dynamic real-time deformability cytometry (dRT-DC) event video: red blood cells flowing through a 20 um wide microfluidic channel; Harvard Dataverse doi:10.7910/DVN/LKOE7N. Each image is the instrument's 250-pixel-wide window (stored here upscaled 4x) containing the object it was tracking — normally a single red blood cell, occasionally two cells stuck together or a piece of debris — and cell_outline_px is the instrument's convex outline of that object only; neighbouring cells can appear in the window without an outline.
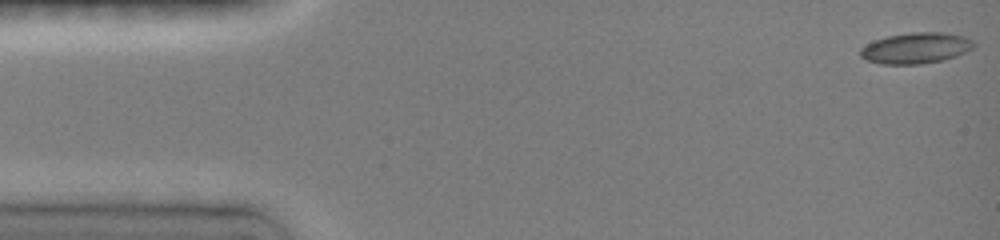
{"species": "common noctule bat (a hibernating species)", "species_latin": "Nyctalus noctula", "temperature_condition": "room temperature", "stored_images_in_passage": 48, "camera_frame_rate_fps": 3000, "um_per_image_px": 0.085, "animal": {"sex": "female", "body_mass_g": 19.0, "forearm_length_mm": 51.5}, "frame": {"image": 1, "passage_image": 1, "time_ms": 0.0, "image_size_px": [1000, 240], "cell_outline_px": [[976, 44], [972, 48], [956, 56], [940, 60], [920, 64], [880, 64], [868, 60], [860, 56], [860, 48], [876, 40], [888, 36], [908, 32], [944, 32], [964, 36], [972, 40]], "centroid_in_image_um": [77.85, 4.08], "position_along_channel_um": 7.1, "area_um2": 20.29}}
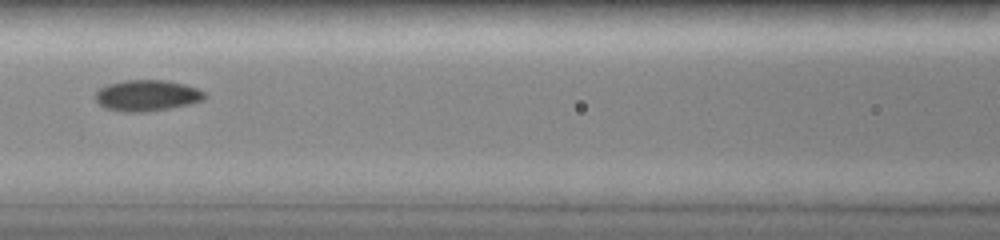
{"frame": {"image": 2, "passage_image": 21, "time_ms": 6.667, "image_size_px": [1000, 240], "cell_outline_px": [[204, 100], [188, 104], [168, 108], [144, 112], [124, 112], [104, 108], [96, 100], [96, 92], [100, 88], [108, 84], [128, 80], [164, 80], [184, 84], [196, 88], [204, 92]], "centroid_in_image_um": [12.47, 8.12], "position_along_channel_um": 154.1, "area_um2": 19.54}}
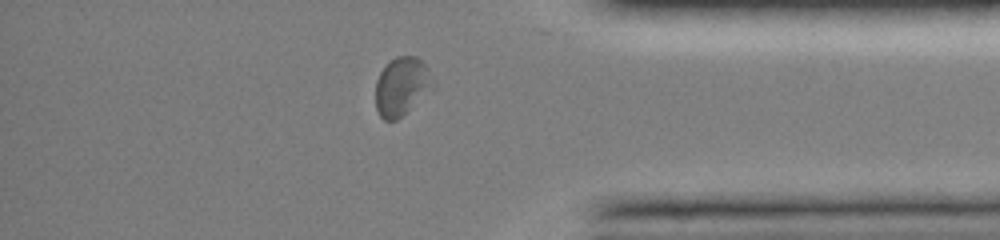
{"frame": {"image": 3, "passage_image": 40, "time_ms": 13.0, "image_size_px": [1000, 240], "cell_outline_px": [[428, 84], [404, 112], [396, 120], [384, 120], [380, 116], [376, 108], [376, 80], [380, 72], [396, 56], [416, 56], [428, 68]], "centroid_in_image_um": [33.99, 7.3], "position_along_channel_um": 401.2, "area_um2": 17.69}, "authors_computed_cell_mechanics": {"area_um2": 18.785, "velocity_mm_per_s": 4.0217, "shape_relaxation_time_tau1_ms": 8.6751, "shape_relaxation_time_tau2_ms": 3.3476, "deformation_change_tau1": 0.1447, "deformation_change_tau2": 0.0519}}